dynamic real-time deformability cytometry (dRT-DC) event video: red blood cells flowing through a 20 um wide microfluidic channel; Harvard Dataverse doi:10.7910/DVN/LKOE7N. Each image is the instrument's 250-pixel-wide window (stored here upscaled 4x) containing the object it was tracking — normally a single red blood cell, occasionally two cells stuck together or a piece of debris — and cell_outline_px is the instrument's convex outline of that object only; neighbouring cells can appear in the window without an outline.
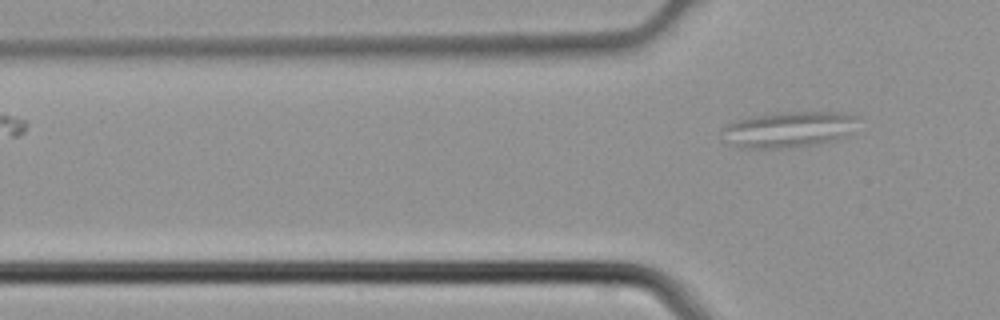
{"species": "common noctule bat (a hibernating species)", "species_latin": "Nyctalus noctula", "temperature_condition": "cold", "stored_images_in_passage": 2, "camera_frame_rate_fps": 3000, "um_per_image_px": 0.085, "animal": {"sex": "male", "body_mass_g": 21.5, "forearm_length_mm": 52.0}, "frame": {"image": 1, "passage_image": 2, "time_ms": 0.333, "image_size_px": [1000, 320], "cell_outline_px": [[860, 116], [848, 132], [844, 136], [832, 140], [816, 144], [780, 148], [740, 148], [728, 144], [720, 132], [720, 128], [728, 124], [740, 120], [756, 116], [780, 112], [840, 112]], "centroid_in_image_um": [66.97, 11.0], "position_along_channel_um": 58.8, "area_um2": 28.09}}